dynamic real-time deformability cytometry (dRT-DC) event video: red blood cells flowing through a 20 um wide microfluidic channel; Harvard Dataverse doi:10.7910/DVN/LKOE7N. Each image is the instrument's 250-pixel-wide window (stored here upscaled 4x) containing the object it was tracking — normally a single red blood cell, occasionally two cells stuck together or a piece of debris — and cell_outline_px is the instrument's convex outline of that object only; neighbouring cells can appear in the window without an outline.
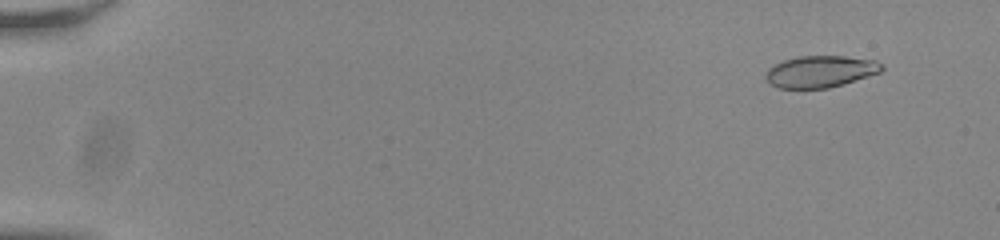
{"species": "common noctule bat (a hibernating species)", "species_latin": "Nyctalus noctula", "temperature_condition": "room temperature", "stored_images_in_passage": 56, "camera_frame_rate_fps": 3000, "um_per_image_px": 0.085, "animal": {"sex": "male", "body_mass_g": 20.0, "forearm_length_mm": 53.3}, "frame": {"image": 1, "passage_image": 5, "time_ms": 1.333, "image_size_px": [1000, 240], "cell_outline_px": [[884, 68], [880, 72], [844, 84], [828, 88], [780, 88], [772, 84], [764, 76], [768, 68], [784, 60], [796, 56], [844, 56], [876, 60], [884, 64]], "centroid_in_image_um": [69.76, 6.07], "position_along_channel_um": 15.2, "area_um2": 21.44}}
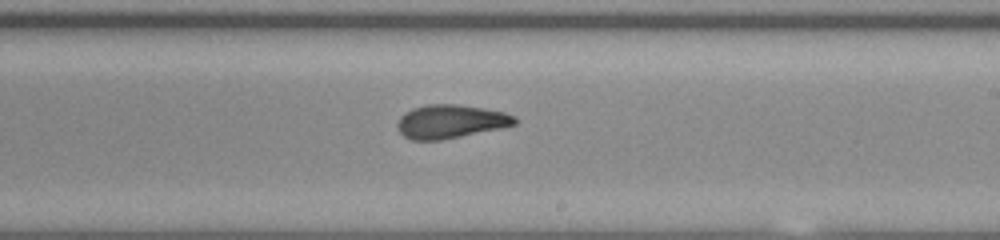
{"frame": {"image": 2, "passage_image": 35, "time_ms": 11.333, "image_size_px": [1000, 240], "cell_outline_px": [[516, 124], [500, 128], [440, 140], [412, 140], [404, 136], [400, 132], [400, 116], [404, 112], [412, 108], [428, 104], [456, 104], [484, 108], [504, 112], [516, 116]], "centroid_in_image_um": [38.31, 10.31], "position_along_channel_um": 250.7, "area_um2": 22.66}}
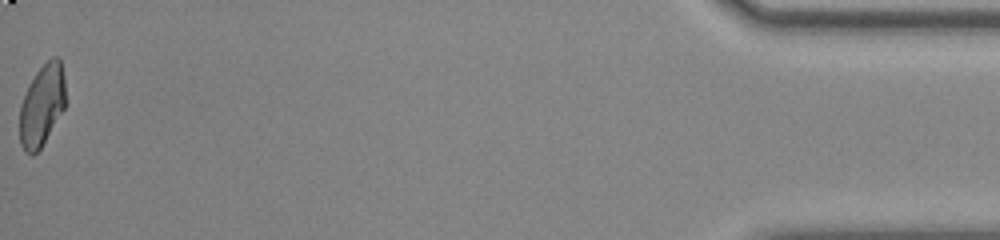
{"frame": {"image": 3, "passage_image": 56, "time_ms": 18.333, "image_size_px": [1000, 240], "cell_outline_px": [[64, 108], [40, 148], [32, 156], [24, 152], [20, 144], [20, 104], [36, 72], [52, 56], [60, 56], [64, 76]], "centroid_in_image_um": [3.56, 8.95], "position_along_channel_um": 431.6, "area_um2": 21.44}, "authors_computed_cell_mechanics": {"area_um2": 22.6865, "velocity_mm_per_s": 3.8264, "shape_relaxation_time_tau1_ms": 6.8005, "shape_relaxation_time_tau2_ms": 1.2438, "deformation_change_tau1": 0.1887, "deformation_change_tau2": 0.0697}}